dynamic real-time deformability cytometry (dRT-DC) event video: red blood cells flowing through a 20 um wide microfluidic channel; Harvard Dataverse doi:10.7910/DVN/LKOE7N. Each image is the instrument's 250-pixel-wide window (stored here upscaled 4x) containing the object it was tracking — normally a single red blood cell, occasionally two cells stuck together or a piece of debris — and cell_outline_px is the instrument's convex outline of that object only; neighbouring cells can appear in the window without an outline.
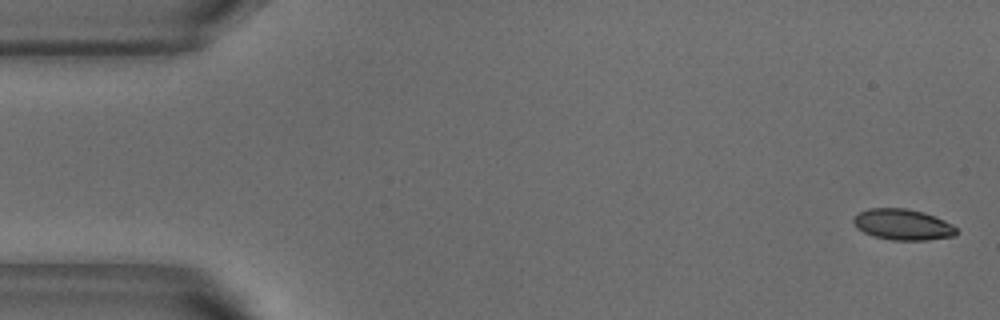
{"species": "common noctule bat (a hibernating species)", "species_latin": "Nyctalus noctula", "temperature_condition": "warm", "stored_images_in_passage": 26, "camera_frame_rate_fps": 3000, "um_per_image_px": 0.085, "animal": {"sex": "male", "body_mass_g": 18.8}, "frame": {"image": 1, "passage_image": 1, "time_ms": 0.0, "image_size_px": [1000, 320], "cell_outline_px": [[956, 232], [952, 236], [928, 240], [892, 240], [872, 236], [856, 228], [852, 220], [860, 212], [868, 208], [908, 208], [924, 212], [944, 220], [952, 224], [956, 228]], "centroid_in_image_um": [76.71, 19.08], "position_along_channel_um": 8.3, "area_um2": 18.55}}
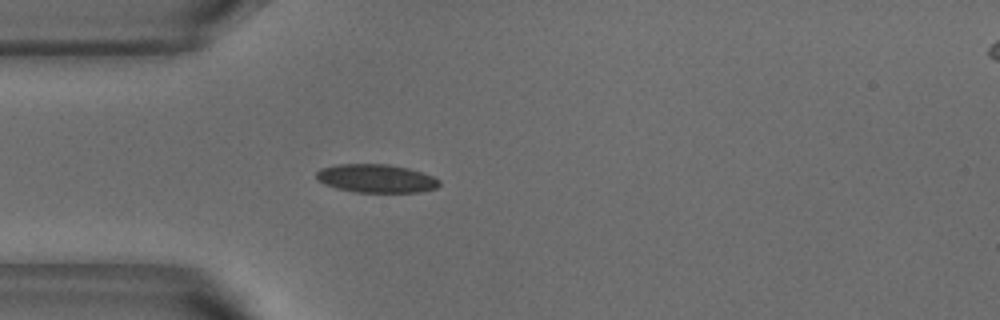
{"frame": {"image": 2, "passage_image": 14, "time_ms": 4.333, "image_size_px": [1000, 320], "cell_outline_px": [[440, 184], [436, 188], [420, 192], [356, 192], [336, 188], [324, 184], [316, 180], [316, 172], [320, 168], [336, 164], [388, 164], [408, 168], [432, 176], [440, 180]], "centroid_in_image_um": [31.94, 15.16], "position_along_channel_um": 53.1, "area_um2": 20.4}}
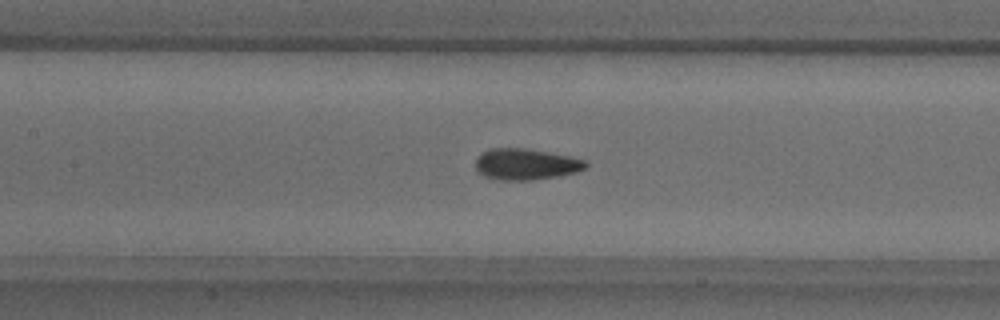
{"frame": {"image": 3, "passage_image": 23, "time_ms": 7.333, "image_size_px": [1000, 320], "cell_outline_px": [[588, 168], [576, 172], [556, 176], [532, 180], [500, 180], [484, 176], [476, 172], [476, 160], [480, 152], [488, 148], [524, 148], [548, 152], [568, 156], [584, 160], [588, 164]], "centroid_in_image_um": [44.66, 13.95], "position_along_channel_um": 162.7, "area_um2": 20.11}}